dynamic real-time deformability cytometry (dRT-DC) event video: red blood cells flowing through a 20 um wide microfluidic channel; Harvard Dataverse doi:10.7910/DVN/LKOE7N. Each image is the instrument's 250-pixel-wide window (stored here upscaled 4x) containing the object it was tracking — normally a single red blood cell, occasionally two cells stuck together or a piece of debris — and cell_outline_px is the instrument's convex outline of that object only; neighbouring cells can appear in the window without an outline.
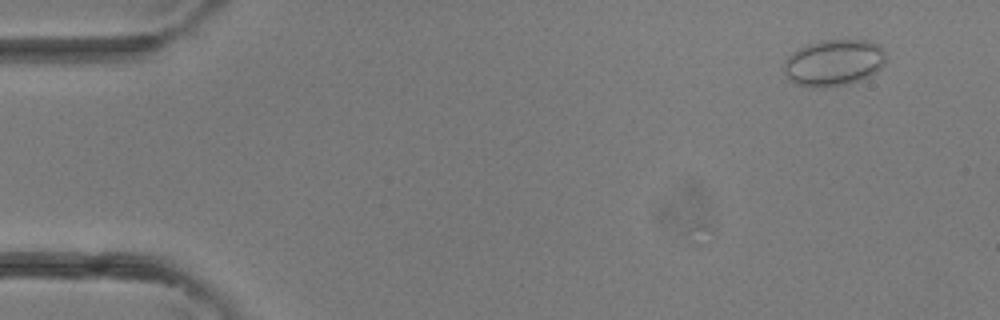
{"species": "common noctule bat (a hibernating species)", "species_latin": "Nyctalus noctula", "temperature_condition": "room temperature", "stored_images_in_passage": 3, "camera_frame_rate_fps": 3000, "um_per_image_px": 0.085, "animal": {"sex": "female"}, "frame": {"image": 1, "passage_image": 1, "time_ms": 0.0, "image_size_px": [1000, 320], "cell_outline_px": [[884, 64], [876, 72], [860, 80], [848, 84], [824, 88], [808, 88], [796, 84], [784, 76], [784, 60], [792, 52], [800, 48], [824, 40], [868, 40], [880, 44], [884, 52]], "centroid_in_image_um": [70.85, 5.35], "position_along_channel_um": 14.1, "area_um2": 27.8}}